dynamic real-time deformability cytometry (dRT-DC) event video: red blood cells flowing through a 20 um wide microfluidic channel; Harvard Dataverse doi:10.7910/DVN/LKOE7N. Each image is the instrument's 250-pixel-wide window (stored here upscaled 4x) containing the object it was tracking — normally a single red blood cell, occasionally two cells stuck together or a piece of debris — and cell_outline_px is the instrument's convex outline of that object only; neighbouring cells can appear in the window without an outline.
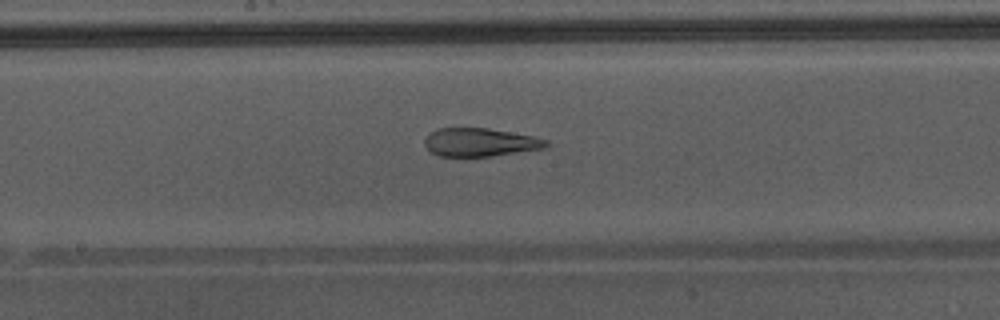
{"species": "Egyptian fruit bat (a non-hibernating species)", "species_latin": "Rousettus aegyptiacus", "temperature_condition": "warm", "stored_images_in_passage": 49, "camera_frame_rate_fps": 3000, "um_per_image_px": 0.085, "animal": {"sex": "male"}, "frame": {"image": 1, "passage_image": 28, "time_ms": 9.0, "image_size_px": [1000, 320], "cell_outline_px": [[548, 148], [492, 156], [440, 156], [432, 152], [424, 144], [424, 140], [428, 132], [436, 128], [488, 128], [532, 136], [548, 140]], "centroid_in_image_um": [40.8, 12.09], "position_along_channel_um": 207.4, "area_um2": 20.11}, "authors_computed_cell_mechanics": {"area_um2": 25.7788, "velocity_mm_per_s": 4.362, "shape_relaxation_time_tau1_ms": null, "shape_relaxation_time_tau2_ms": 1.6623, "deformation_change_tau1": null, "deformation_change_tau2": 0.0827}}